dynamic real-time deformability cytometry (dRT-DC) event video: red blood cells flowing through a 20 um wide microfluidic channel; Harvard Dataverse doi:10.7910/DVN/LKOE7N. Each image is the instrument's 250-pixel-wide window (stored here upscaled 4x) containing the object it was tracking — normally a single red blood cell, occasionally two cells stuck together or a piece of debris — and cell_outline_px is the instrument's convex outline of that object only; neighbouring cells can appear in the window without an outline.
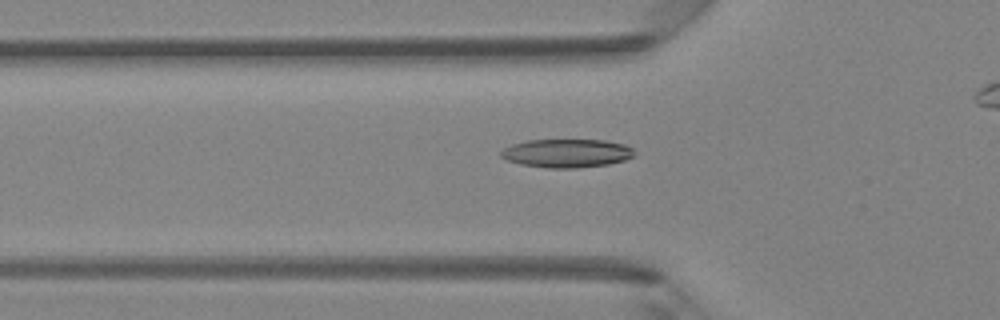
{"species": "Egyptian fruit bat (a non-hibernating species)", "species_latin": "Rousettus aegyptiacus", "temperature_condition": "room temperature", "stored_images_in_passage": 43, "camera_frame_rate_fps": 3000, "um_per_image_px": 0.085, "animal": {"sex": "female"}, "frame": {"image": 1, "passage_image": 17, "time_ms": 5.333, "image_size_px": [1000, 320], "cell_outline_px": [[636, 156], [624, 160], [608, 164], [576, 168], [548, 168], [520, 164], [508, 160], [500, 156], [500, 152], [504, 148], [512, 144], [528, 140], [604, 140], [624, 144], [632, 148]], "centroid_in_image_um": [48.18, 13.02], "position_along_channel_um": 77.6, "area_um2": 22.14}}
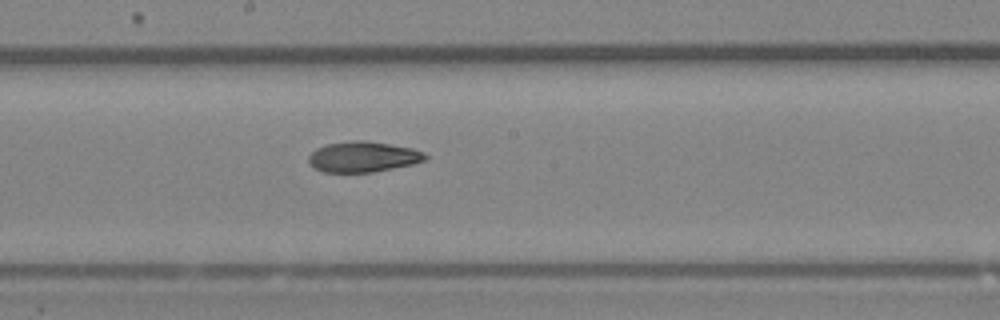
{"frame": {"image": 2, "passage_image": 27, "time_ms": 8.667, "image_size_px": [1000, 320], "cell_outline_px": [[428, 160], [412, 164], [372, 172], [324, 172], [308, 164], [308, 156], [316, 148], [324, 144], [352, 140], [364, 140], [412, 148], [424, 152], [428, 156]], "centroid_in_image_um": [30.84, 13.32], "position_along_channel_um": 217.4, "area_um2": 20.87}}
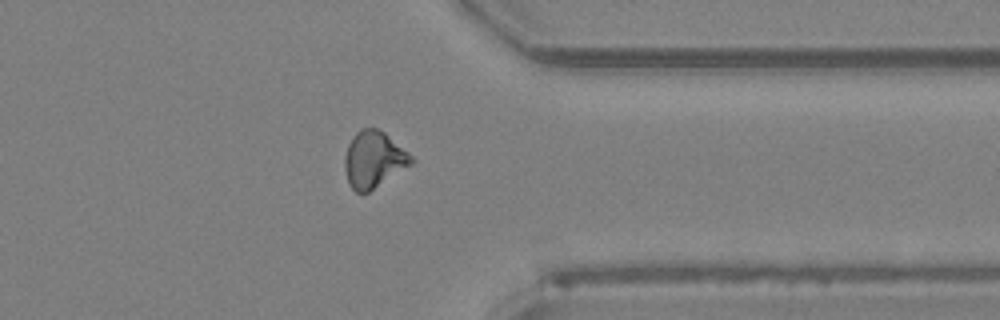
{"frame": {"image": 3, "passage_image": 39, "time_ms": 12.667, "image_size_px": [1000, 320], "cell_outline_px": [[416, 160], [412, 164], [368, 192], [356, 192], [348, 184], [344, 168], [344, 156], [348, 144], [352, 136], [360, 128], [376, 128], [384, 132], [408, 152]], "centroid_in_image_um": [31.74, 13.55], "position_along_channel_um": 379.7, "area_um2": 21.91}}